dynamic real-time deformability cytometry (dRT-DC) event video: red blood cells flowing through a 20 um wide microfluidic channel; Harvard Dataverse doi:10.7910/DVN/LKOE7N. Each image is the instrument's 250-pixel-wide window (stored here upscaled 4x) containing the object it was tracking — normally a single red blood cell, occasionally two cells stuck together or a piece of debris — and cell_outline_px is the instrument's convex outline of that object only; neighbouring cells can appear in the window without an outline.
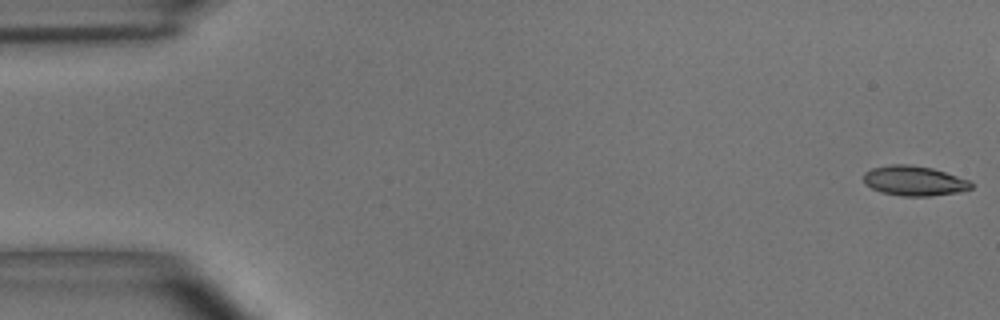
{"species": "common noctule bat (a hibernating species)", "species_latin": "Nyctalus noctula", "temperature_condition": "room temperature", "stored_images_in_passage": 15, "camera_frame_rate_fps": 3000, "um_per_image_px": 0.085, "animal": {"sex": "male", "body_mass_g": 15.6}, "frame": {"image": 1, "passage_image": 1, "time_ms": 0.0, "image_size_px": [1000, 320], "cell_outline_px": [[972, 188], [956, 192], [932, 196], [904, 196], [880, 192], [864, 184], [864, 172], [872, 168], [892, 164], [908, 164], [932, 168], [968, 180], [972, 184]], "centroid_in_image_um": [77.66, 15.37], "position_along_channel_um": 7.3, "area_um2": 18.55}}
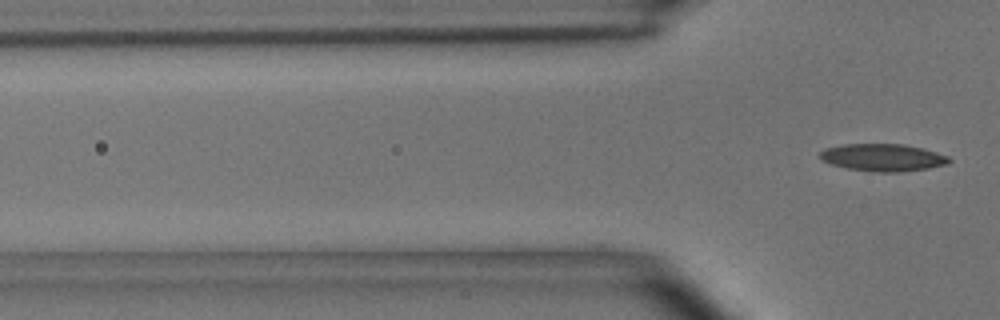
{"frame": {"image": 2, "passage_image": 15, "time_ms": 4.667, "image_size_px": [1000, 320], "cell_outline_px": [[952, 160], [948, 164], [928, 168], [896, 172], [872, 172], [848, 168], [832, 164], [820, 160], [820, 152], [828, 148], [844, 144], [904, 144], [936, 152], [948, 156]], "centroid_in_image_um": [75.06, 13.39], "position_along_channel_um": 50.7, "area_um2": 20.4}}